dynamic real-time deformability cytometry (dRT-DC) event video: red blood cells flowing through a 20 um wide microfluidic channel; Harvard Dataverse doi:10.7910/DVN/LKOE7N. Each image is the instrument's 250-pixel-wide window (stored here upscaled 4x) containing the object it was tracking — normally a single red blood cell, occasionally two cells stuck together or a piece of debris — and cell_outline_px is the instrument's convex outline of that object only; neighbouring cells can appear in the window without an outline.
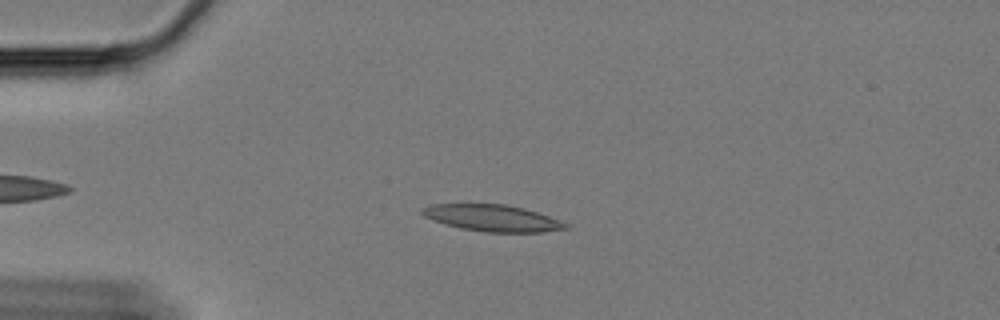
{"species": "Egyptian fruit bat (a non-hibernating species)", "species_latin": "Rousettus aegyptiacus", "temperature_condition": "cold", "stored_images_in_passage": 52, "camera_frame_rate_fps": 3000, "um_per_image_px": 0.085, "animal": {"sex": "female"}, "frame": {"image": 1, "passage_image": 12, "time_ms": 3.667, "image_size_px": [1000, 320], "cell_outline_px": [[568, 228], [544, 232], [484, 232], [460, 228], [444, 224], [432, 220], [424, 216], [420, 212], [420, 208], [428, 204], [508, 204], [524, 208], [560, 220], [568, 224]], "centroid_in_image_um": [41.8, 18.53], "position_along_channel_um": 43.2, "area_um2": 22.37}}
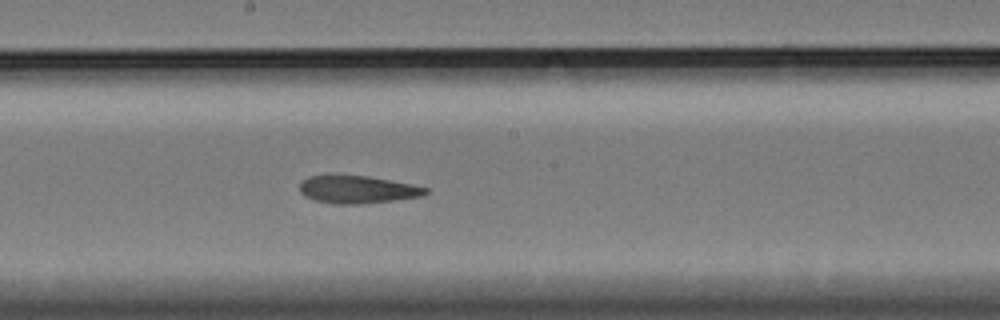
{"frame": {"image": 2, "passage_image": 30, "time_ms": 9.667, "image_size_px": [1000, 320], "cell_outline_px": [[428, 192], [424, 196], [360, 204], [336, 204], [316, 200], [304, 196], [300, 192], [300, 184], [304, 180], [312, 176], [368, 176], [412, 184], [428, 188]], "centroid_in_image_um": [30.42, 16.12], "position_along_channel_um": 217.8, "area_um2": 19.94}}
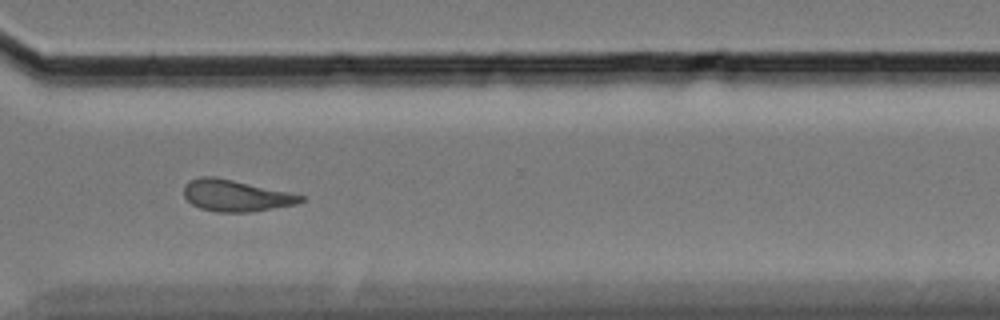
{"frame": {"image": 3, "passage_image": 42, "time_ms": 13.667, "image_size_px": [1000, 320], "cell_outline_px": [[304, 200], [296, 204], [248, 212], [216, 212], [200, 208], [192, 204], [184, 196], [184, 184], [200, 176], [216, 176], [288, 192], [304, 196]], "centroid_in_image_um": [20.0, 16.62], "position_along_channel_um": 350.6, "area_um2": 21.27}, "authors_computed_cell_mechanics": {"area_um2": 21.2704, "velocity_mm_per_s": 3.3221, "shape_relaxation_time_tau1_ms": null, "shape_relaxation_time_tau2_ms": 3.9083, "deformation_change_tau1": null, "deformation_change_tau2": 0.128}}